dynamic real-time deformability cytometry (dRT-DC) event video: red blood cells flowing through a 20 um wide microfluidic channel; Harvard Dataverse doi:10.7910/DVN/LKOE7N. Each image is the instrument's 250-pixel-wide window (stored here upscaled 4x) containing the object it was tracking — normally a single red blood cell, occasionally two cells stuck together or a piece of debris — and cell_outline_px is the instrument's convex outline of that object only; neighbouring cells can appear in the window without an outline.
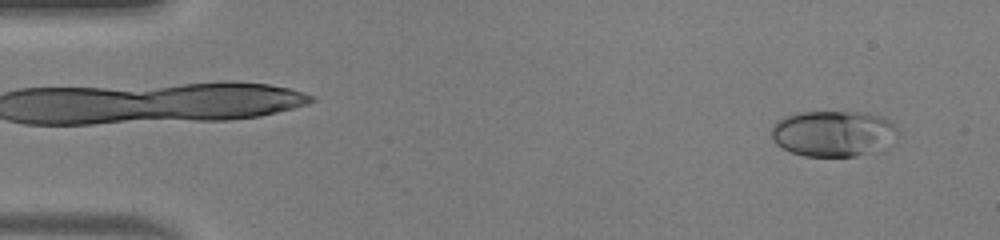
{"species": "human", "species_latin": "Homo sapiens", "temperature_condition": "warm", "stored_images_in_passage": 49, "camera_frame_rate_fps": 3000, "um_per_image_px": 0.085, "donor": {"sex": "male"}, "frame": {"image": 1, "passage_image": 3, "time_ms": 0.667, "image_size_px": [1000, 240], "cell_outline_px": [[900, 128], [888, 148], [884, 152], [856, 156], [804, 156], [792, 152], [776, 144], [772, 140], [772, 128], [776, 120], [784, 116], [796, 112], [864, 112], [880, 116], [888, 120]], "centroid_in_image_um": [70.88, 11.36], "position_along_channel_um": 14.1, "area_um2": 34.56}}
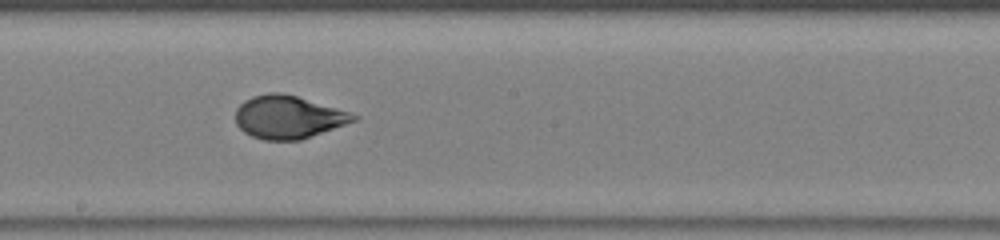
{"frame": {"image": 2, "passage_image": 27, "time_ms": 8.667, "image_size_px": [1000, 240], "cell_outline_px": [[360, 116], [356, 120], [300, 140], [264, 140], [252, 136], [244, 132], [236, 124], [236, 108], [244, 100], [252, 96], [268, 92], [280, 92], [296, 96], [352, 112]], "centroid_in_image_um": [24.48, 9.94], "position_along_channel_um": 223.7, "area_um2": 29.48}}
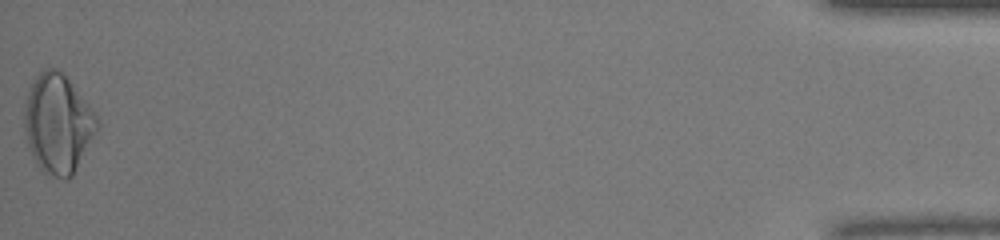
{"frame": {"image": 3, "passage_image": 49, "time_ms": 16.0, "image_size_px": [1000, 240], "cell_outline_px": [[100, 124], [96, 132], [72, 176], [68, 180], [64, 180], [52, 176], [44, 172], [36, 164], [28, 148], [24, 128], [24, 112], [28, 92], [36, 76], [44, 68], [56, 68], [68, 80], [88, 104], [100, 120]], "centroid_in_image_um": [4.91, 10.55], "position_along_channel_um": 430.3, "area_um2": 41.67}, "authors_computed_cell_mechanics": {"area_um2": 30.6918, "velocity_mm_per_s": 4.16, "shape_relaxation_time_tau1_ms": 5.2541, "shape_relaxation_time_tau2_ms": null, "deformation_change_tau1": 0.2235, "deformation_change_tau2": null}}